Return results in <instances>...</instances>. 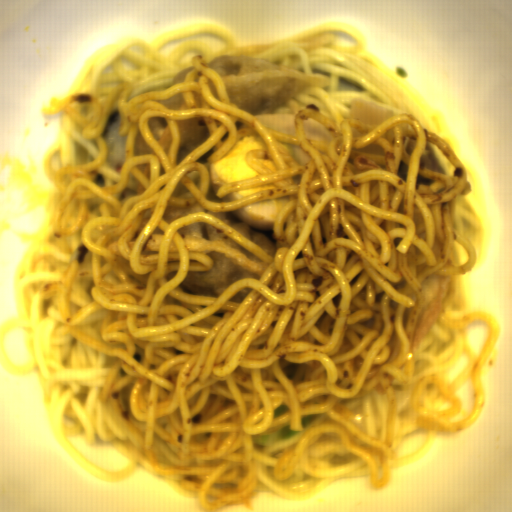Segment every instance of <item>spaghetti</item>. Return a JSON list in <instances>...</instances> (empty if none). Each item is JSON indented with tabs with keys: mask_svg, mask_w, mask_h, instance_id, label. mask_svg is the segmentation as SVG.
<instances>
[{
	"mask_svg": "<svg viewBox=\"0 0 512 512\" xmlns=\"http://www.w3.org/2000/svg\"><path fill=\"white\" fill-rule=\"evenodd\" d=\"M120 84L55 98L42 116H66L96 143L93 162L61 166L50 228L67 240L54 281L59 331L105 356L102 399L135 436L149 468L176 478L197 507L249 503L257 438L301 433L277 464L283 482L308 444L332 432L387 485L394 446V386L411 369L418 304L427 277L459 276L478 254L456 229L471 181L457 152L411 114L382 122L332 121L315 107L295 115L291 134L232 103L203 56L183 82L132 94ZM121 110L127 156L106 160L107 115ZM202 118L210 136L178 158L176 120ZM330 130L311 141L304 120ZM247 133L255 177L212 190V165ZM287 144L309 162H293ZM286 196L273 227L233 215ZM223 211L275 247V257L226 222L203 214L164 219L167 206ZM221 228L258 257L185 235L193 222ZM221 252L261 274L221 296L180 282L208 272Z\"/></svg>",
	"mask_w": 512,
	"mask_h": 512,
	"instance_id": "obj_1",
	"label": "spaghetti"
}]
</instances>
